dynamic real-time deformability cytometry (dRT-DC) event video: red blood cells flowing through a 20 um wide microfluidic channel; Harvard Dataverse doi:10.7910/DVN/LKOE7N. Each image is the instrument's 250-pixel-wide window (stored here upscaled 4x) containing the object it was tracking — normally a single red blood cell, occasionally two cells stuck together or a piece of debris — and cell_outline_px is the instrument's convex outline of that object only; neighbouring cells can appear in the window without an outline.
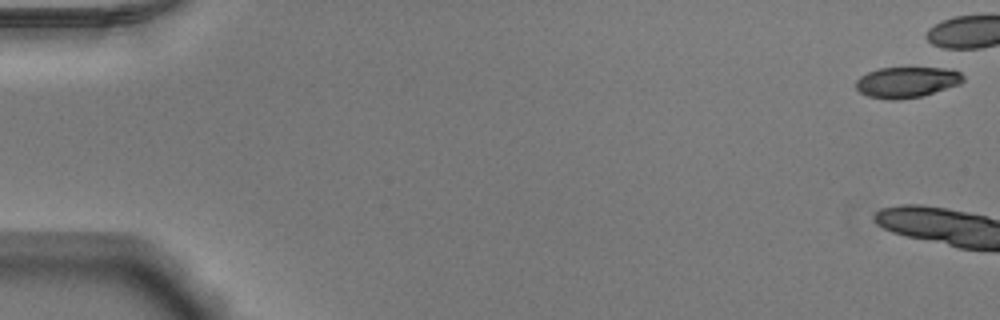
{"species": "Egyptian fruit bat (a non-hibernating species)", "species_latin": "Rousettus aegyptiacus", "temperature_condition": "warm", "stored_images_in_passage": 7, "camera_frame_rate_fps": 3000, "um_per_image_px": 0.085, "animal": {"sex": "male"}, "frame": {"image": 1, "passage_image": 1, "time_ms": 0.0, "image_size_px": [1000, 320], "cell_outline_px": [[964, 80], [960, 84], [920, 96], [900, 100], [888, 100], [868, 96], [860, 92], [856, 88], [856, 80], [860, 76], [868, 72], [880, 68], [952, 68], [960, 72], [964, 76]], "centroid_in_image_um": [77.08, 6.98], "position_along_channel_um": 7.9, "area_um2": 19.25}}